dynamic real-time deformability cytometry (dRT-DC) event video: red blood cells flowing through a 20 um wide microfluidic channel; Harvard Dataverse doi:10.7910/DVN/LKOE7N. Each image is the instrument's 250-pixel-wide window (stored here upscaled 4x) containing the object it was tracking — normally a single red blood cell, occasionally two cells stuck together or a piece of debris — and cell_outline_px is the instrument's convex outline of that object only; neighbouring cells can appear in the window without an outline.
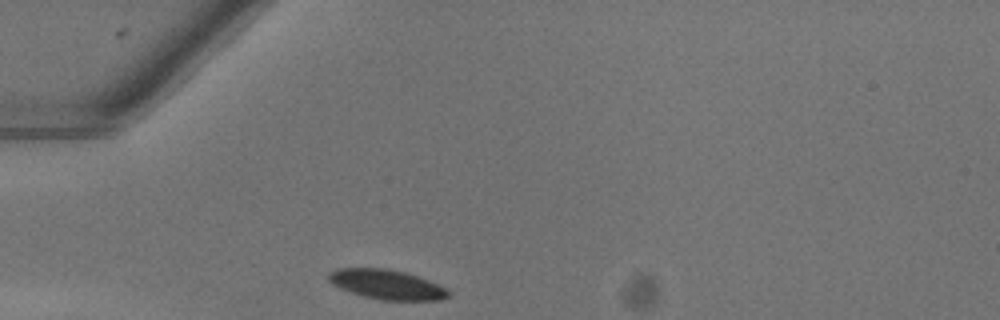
{"species": "common noctule bat (a hibernating species)", "species_latin": "Nyctalus noctula", "temperature_condition": "warm", "stored_images_in_passage": 29, "camera_frame_rate_fps": 3000, "um_per_image_px": 0.085, "animal": {"sex": "female"}, "frame": {"image": 1, "passage_image": 1, "time_ms": 0.0, "image_size_px": [1000, 320], "cell_outline_px": [[452, 292], [448, 296], [440, 300], [384, 300], [364, 296], [340, 288], [332, 284], [328, 280], [328, 272], [340, 268], [388, 268], [404, 272], [428, 280]], "centroid_in_image_um": [32.85, 24.17], "position_along_channel_um": 52.1, "area_um2": 20.46}}
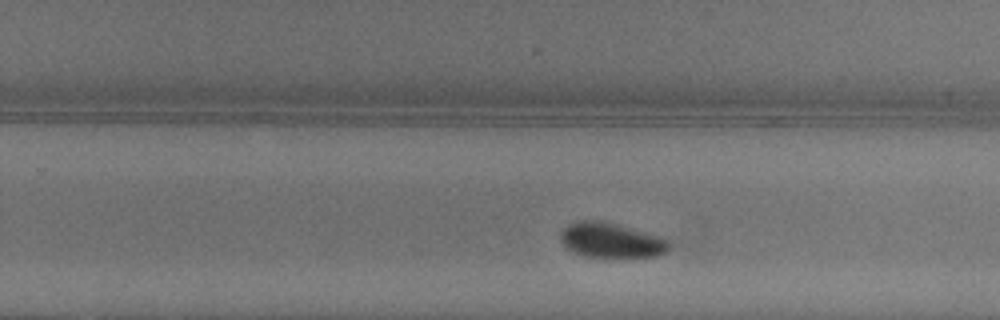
{"frame": {"image": 2, "passage_image": 19, "time_ms": 6.0, "image_size_px": [1000, 320], "cell_outline_px": [[668, 248], [664, 252], [656, 256], [584, 256], [568, 248], [560, 240], [560, 232], [568, 224], [580, 220], [600, 220], [616, 224], [660, 236], [668, 240]], "centroid_in_image_um": [51.91, 20.4], "position_along_channel_um": 277.9, "area_um2": 21.56}}
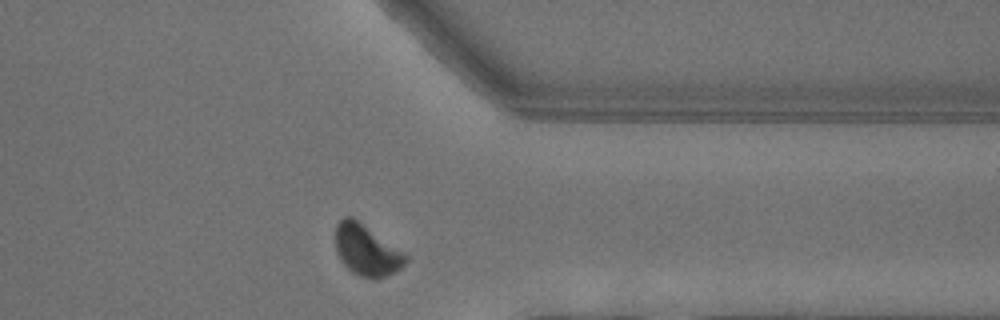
{"frame": {"image": 3, "passage_image": 27, "time_ms": 8.667, "image_size_px": [1000, 320], "cell_outline_px": [[408, 260], [400, 268], [376, 280], [372, 280], [360, 276], [352, 272], [340, 260], [336, 252], [336, 224], [344, 216], [352, 216], [408, 256]], "centroid_in_image_um": [31.12, 21.28], "position_along_channel_um": 380.3, "area_um2": 20.58}, "authors_computed_cell_mechanics": {"area_um2": 22.0218, "velocity_mm_per_s": 4.025, "shape_relaxation_time_tau1_ms": 1.6845, "shape_relaxation_time_tau2_ms": null, "deformation_change_tau1": 0.0863, "deformation_change_tau2": null}}